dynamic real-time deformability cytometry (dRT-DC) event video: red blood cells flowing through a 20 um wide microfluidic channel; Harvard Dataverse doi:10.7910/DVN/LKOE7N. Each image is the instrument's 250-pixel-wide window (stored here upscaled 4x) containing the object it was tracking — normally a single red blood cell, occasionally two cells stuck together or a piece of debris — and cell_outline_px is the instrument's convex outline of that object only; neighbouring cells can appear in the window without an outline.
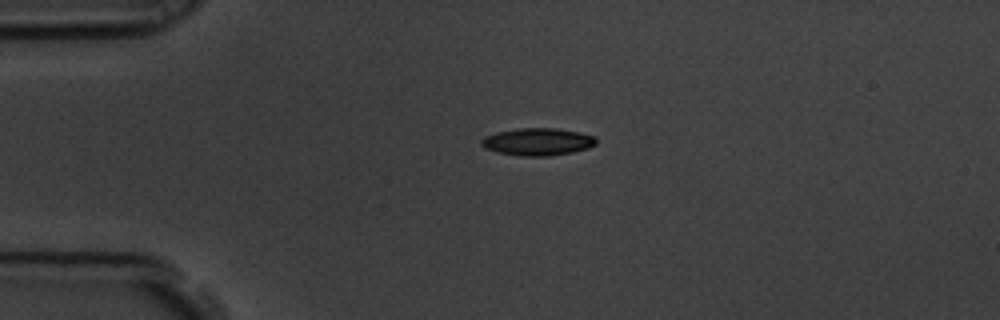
{"species": "common noctule bat (a hibernating species)", "species_latin": "Nyctalus noctula", "temperature_condition": "room temperature", "stored_images_in_passage": 4, "camera_frame_rate_fps": 3000, "um_per_image_px": 0.085, "animal": {"sex": "male", "body_mass_g": 19.5, "forearm_length_mm": 54.6}, "frame": {"image": 1, "passage_image": 3, "time_ms": 0.667, "image_size_px": [1000, 320], "cell_outline_px": [[596, 144], [588, 148], [572, 152], [548, 156], [524, 156], [496, 152], [484, 148], [480, 144], [480, 140], [484, 136], [496, 132], [516, 128], [556, 128], [580, 132], [596, 136]], "centroid_in_image_um": [45.68, 12.04], "position_along_channel_um": 39.3, "area_um2": 18.5}}